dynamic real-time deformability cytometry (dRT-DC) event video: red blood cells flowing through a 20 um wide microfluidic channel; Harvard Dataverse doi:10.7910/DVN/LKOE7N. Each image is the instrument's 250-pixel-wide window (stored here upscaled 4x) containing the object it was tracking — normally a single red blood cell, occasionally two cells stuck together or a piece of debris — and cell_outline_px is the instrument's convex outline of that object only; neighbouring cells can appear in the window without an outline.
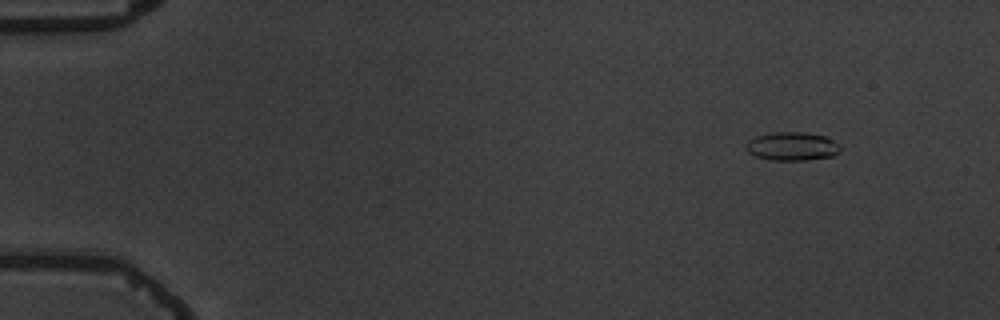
{"species": "common noctule bat (a hibernating species)", "species_latin": "Nyctalus noctula", "temperature_condition": "warm", "stored_images_in_passage": 5, "camera_frame_rate_fps": 3000, "um_per_image_px": 0.085, "animal": {"sex": "male", "body_mass_g": 19.5, "forearm_length_mm": 54.6}, "frame": {"image": 1, "passage_image": 1, "time_ms": 0.0, "image_size_px": [1000, 320], "cell_outline_px": [[840, 152], [832, 156], [808, 160], [772, 160], [756, 156], [748, 152], [744, 148], [744, 144], [748, 140], [756, 136], [776, 132], [804, 132], [824, 136], [840, 144]], "centroid_in_image_um": [67.31, 12.44], "position_along_channel_um": 17.7, "area_um2": 15.72}}